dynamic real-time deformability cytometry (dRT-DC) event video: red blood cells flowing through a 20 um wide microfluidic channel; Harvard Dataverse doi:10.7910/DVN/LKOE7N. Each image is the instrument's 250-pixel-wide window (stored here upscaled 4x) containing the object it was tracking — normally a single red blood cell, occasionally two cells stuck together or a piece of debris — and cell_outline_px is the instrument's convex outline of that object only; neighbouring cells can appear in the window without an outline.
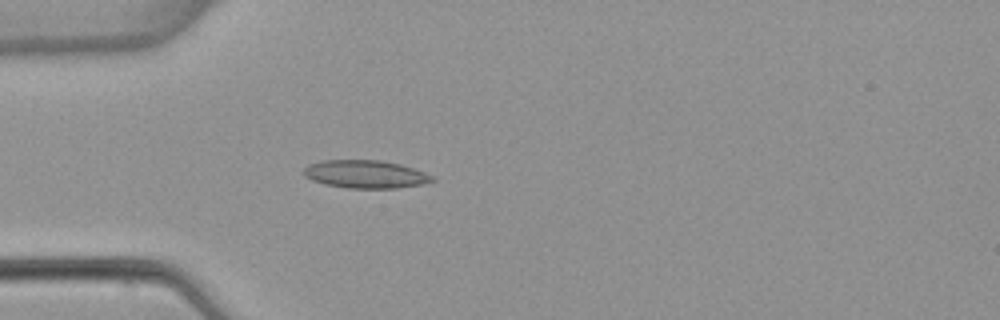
{"species": "common noctule bat (a hibernating species)", "species_latin": "Nyctalus noctula", "temperature_condition": "warm", "stored_images_in_passage": 4, "camera_frame_rate_fps": 3000, "um_per_image_px": 0.085, "animal": {"sex": "female", "body_mass_g": 22.7, "forearm_length_mm": 54.2}, "frame": {"image": 1, "passage_image": 4, "time_ms": 5.0, "image_size_px": [1000, 320], "cell_outline_px": [[436, 180], [424, 184], [396, 188], [348, 188], [324, 184], [312, 180], [304, 176], [304, 168], [308, 164], [324, 160], [380, 160], [400, 164], [424, 172], [432, 176]], "centroid_in_image_um": [31.06, 14.81], "position_along_channel_um": 53.9, "area_um2": 20.92}}